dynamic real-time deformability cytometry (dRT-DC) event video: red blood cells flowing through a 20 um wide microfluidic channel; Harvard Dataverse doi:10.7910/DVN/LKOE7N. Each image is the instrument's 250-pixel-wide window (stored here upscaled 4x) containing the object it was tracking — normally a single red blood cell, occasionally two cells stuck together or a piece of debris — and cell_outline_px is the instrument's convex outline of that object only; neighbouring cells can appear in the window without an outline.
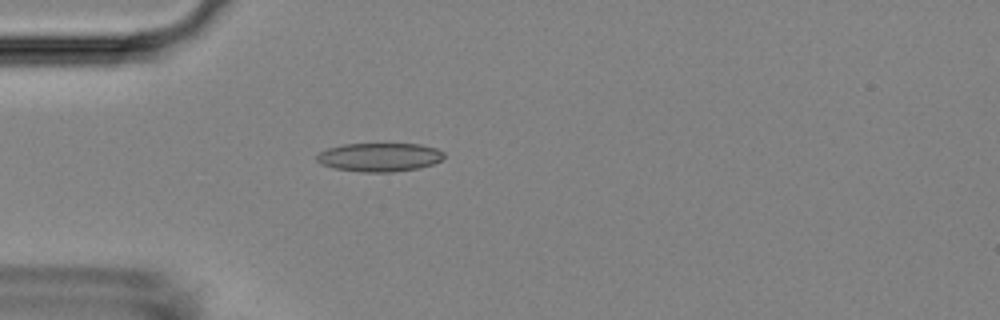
{"species": "Egyptian fruit bat (a non-hibernating species)", "species_latin": "Rousettus aegyptiacus", "temperature_condition": "room temperature", "stored_images_in_passage": 1, "camera_frame_rate_fps": 3000, "um_per_image_px": 0.085, "animal": {"sex": "female"}, "frame": {"image": 1, "passage_image": 1, "time_ms": 0.0, "image_size_px": [1000, 320], "cell_outline_px": [[444, 156], [440, 160], [432, 164], [420, 168], [392, 172], [364, 172], [332, 168], [320, 164], [316, 160], [316, 156], [320, 152], [328, 148], [344, 144], [420, 144], [436, 148], [444, 152]], "centroid_in_image_um": [32.24, 13.36], "position_along_channel_um": 52.8, "area_um2": 21.27}}